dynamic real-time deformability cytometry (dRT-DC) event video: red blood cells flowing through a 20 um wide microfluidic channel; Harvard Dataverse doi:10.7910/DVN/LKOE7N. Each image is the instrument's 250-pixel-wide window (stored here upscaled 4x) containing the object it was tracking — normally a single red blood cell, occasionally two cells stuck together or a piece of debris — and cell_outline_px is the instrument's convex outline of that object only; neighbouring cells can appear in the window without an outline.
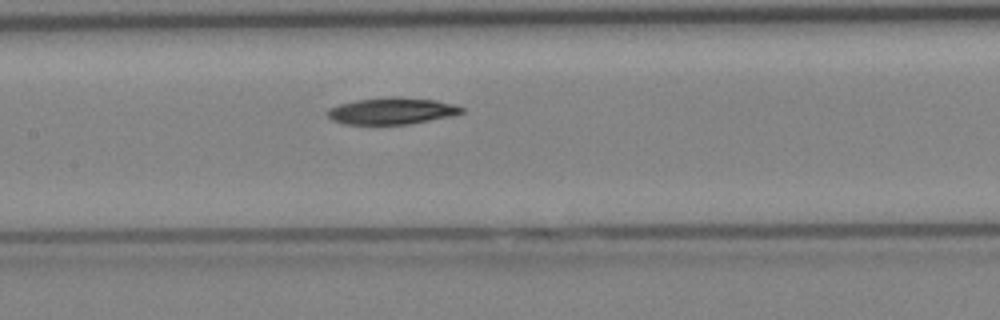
{"species": "Egyptian fruit bat (a non-hibernating species)", "species_latin": "Rousettus aegyptiacus", "temperature_condition": "cold", "stored_images_in_passage": 4, "camera_frame_rate_fps": 3000, "um_per_image_px": 0.085, "animal": {"sex": "female"}, "frame": {"image": 1, "passage_image": 4, "time_ms": 1.0, "image_size_px": [1000, 320], "cell_outline_px": [[464, 112], [452, 116], [408, 124], [344, 124], [332, 120], [324, 112], [328, 108], [340, 104], [356, 100], [388, 96], [396, 96], [436, 100], [456, 104], [464, 108]], "centroid_in_image_um": [33.31, 9.42], "position_along_channel_um": 174.1, "area_um2": 21.1}}